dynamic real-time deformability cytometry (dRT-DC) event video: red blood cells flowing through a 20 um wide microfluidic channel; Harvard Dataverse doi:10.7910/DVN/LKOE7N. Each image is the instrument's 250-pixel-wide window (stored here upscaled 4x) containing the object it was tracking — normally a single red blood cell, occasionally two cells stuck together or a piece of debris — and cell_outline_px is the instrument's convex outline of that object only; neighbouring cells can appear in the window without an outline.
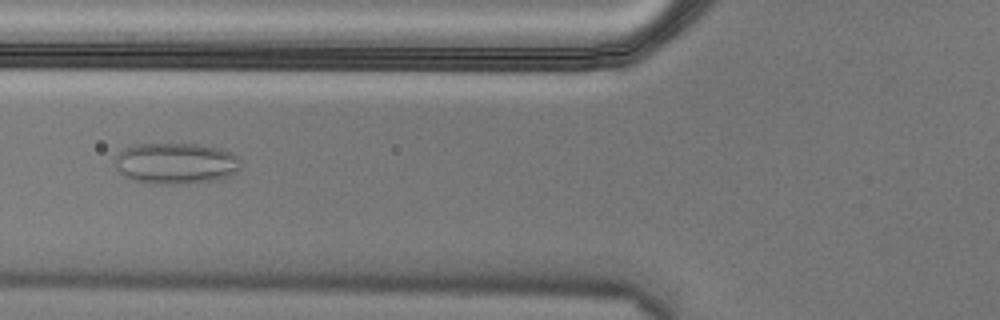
{"species": "Egyptian fruit bat (a non-hibernating species)", "species_latin": "Rousettus aegyptiacus", "temperature_condition": "cold", "stored_images_in_passage": 49, "camera_frame_rate_fps": 3000, "um_per_image_px": 0.085, "animal": {"sex": "male"}, "frame": {"image": 1, "passage_image": 15, "time_ms": 4.667, "image_size_px": [1000, 320], "cell_outline_px": [[240, 168], [232, 176], [216, 180], [180, 184], [144, 184], [128, 180], [116, 168], [116, 156], [128, 144], [200, 144], [220, 148], [232, 152], [240, 156]], "centroid_in_image_um": [14.95, 13.89], "position_along_channel_um": 110.9, "area_um2": 30.92}}
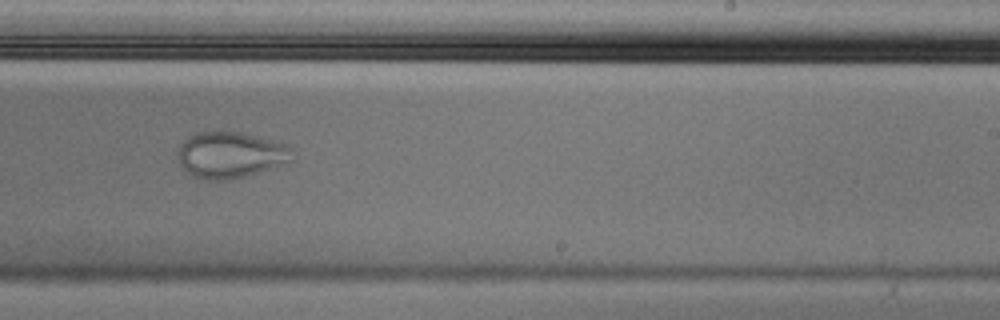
{"frame": {"image": 2, "passage_image": 28, "time_ms": 9.0, "image_size_px": [1000, 320], "cell_outline_px": [[292, 160], [272, 168], [244, 176], [228, 180], [208, 180], [192, 176], [180, 164], [176, 156], [176, 152], [180, 144], [188, 136], [196, 132], [212, 128], [236, 132], [272, 140], [284, 144], [292, 148]], "centroid_in_image_um": [19.51, 13.13], "position_along_channel_um": 269.5, "area_um2": 31.21}}